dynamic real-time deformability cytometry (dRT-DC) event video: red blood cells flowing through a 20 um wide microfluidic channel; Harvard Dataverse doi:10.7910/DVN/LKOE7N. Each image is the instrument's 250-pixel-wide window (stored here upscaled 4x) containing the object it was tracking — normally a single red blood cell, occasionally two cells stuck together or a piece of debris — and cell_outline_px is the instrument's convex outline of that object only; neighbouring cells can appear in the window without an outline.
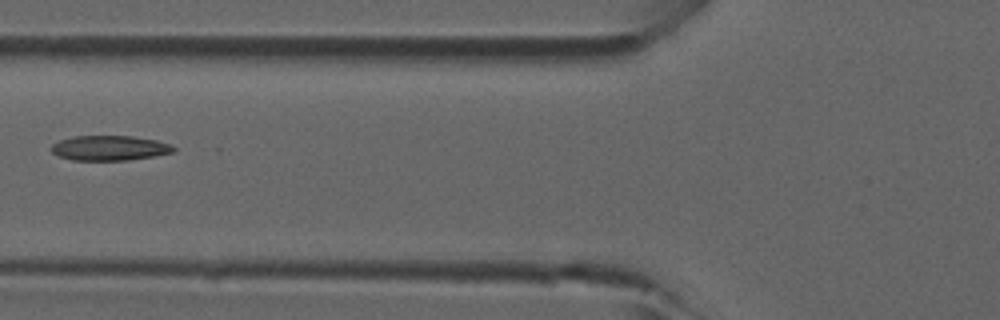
{"species": "common noctule bat (a hibernating species)", "species_latin": "Nyctalus noctula", "temperature_condition": "room temperature", "stored_images_in_passage": 5, "camera_frame_rate_fps": 3000, "um_per_image_px": 0.085, "animal": {"sex": "male", "forearm_length_mm": 52.5}, "frame": {"image": 1, "passage_image": 5, "time_ms": 1.333, "image_size_px": [1000, 320], "cell_outline_px": [[176, 148], [172, 152], [152, 156], [128, 160], [72, 160], [60, 156], [52, 152], [48, 148], [52, 144], [60, 140], [76, 136], [132, 136], [156, 140], [172, 144]], "centroid_in_image_um": [9.3, 12.58], "position_along_channel_um": 116.5, "area_um2": 17.69}}